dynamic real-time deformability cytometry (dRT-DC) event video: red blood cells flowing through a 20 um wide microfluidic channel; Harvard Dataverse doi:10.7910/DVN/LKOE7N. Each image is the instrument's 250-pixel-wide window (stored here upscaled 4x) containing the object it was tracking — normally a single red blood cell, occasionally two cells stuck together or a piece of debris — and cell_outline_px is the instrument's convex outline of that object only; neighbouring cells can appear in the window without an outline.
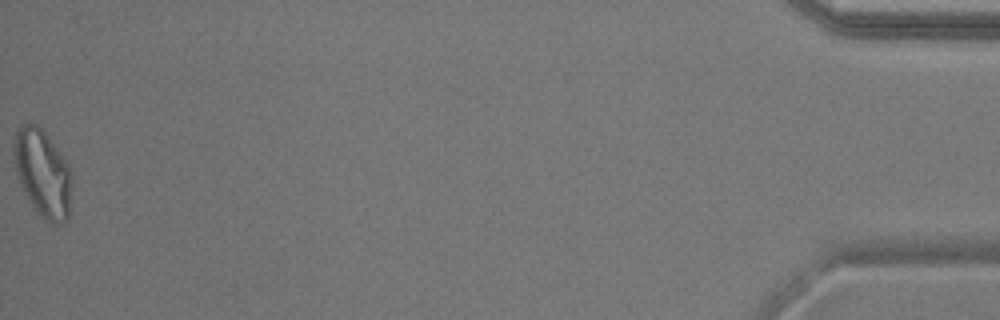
{"species": "common noctule bat (a hibernating species)", "species_latin": "Nyctalus noctula", "temperature_condition": "warm", "stored_images_in_passage": 52, "camera_frame_rate_fps": 3000, "um_per_image_px": 0.085, "animal": {"sex": "male", "body_mass_g": 17.9}, "frame": {"image": 1, "passage_image": 52, "time_ms": 17.0, "image_size_px": [1000, 320], "cell_outline_px": [[72, 180], [68, 216], [64, 220], [56, 224], [52, 224], [40, 216], [32, 208], [20, 184], [12, 160], [12, 144], [16, 128], [24, 124], [36, 124], [48, 136], [60, 152], [68, 164], [72, 176]], "centroid_in_image_um": [3.58, 14.71], "position_along_channel_um": 431.6, "area_um2": 29.82}, "authors_computed_cell_mechanics": {"area_um2": 22.5709, "velocity_mm_per_s": 3.8217, "shape_relaxation_time_tau1_ms": null, "shape_relaxation_time_tau2_ms": 1.3734, "deformation_change_tau1": null, "deformation_change_tau2": 0.0749}}